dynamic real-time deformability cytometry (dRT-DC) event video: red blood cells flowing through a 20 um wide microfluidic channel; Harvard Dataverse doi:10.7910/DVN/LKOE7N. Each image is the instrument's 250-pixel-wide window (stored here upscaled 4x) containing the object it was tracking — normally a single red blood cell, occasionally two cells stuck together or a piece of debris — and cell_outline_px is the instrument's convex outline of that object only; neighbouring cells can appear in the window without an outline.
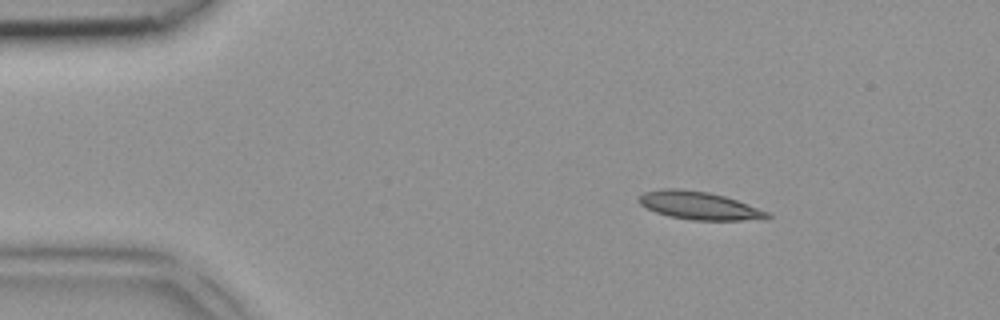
{"species": "common noctule bat (a hibernating species)", "species_latin": "Nyctalus noctula", "temperature_condition": "room temperature", "stored_images_in_passage": 4, "camera_frame_rate_fps": 3000, "um_per_image_px": 0.085, "animal": {"sex": "female", "body_mass_g": 18.4}, "frame": {"image": 1, "passage_image": 1, "time_ms": 0.0, "image_size_px": [1000, 320], "cell_outline_px": [[772, 216], [768, 220], [692, 220], [668, 216], [656, 212], [640, 204], [636, 200], [644, 192], [660, 188], [676, 188], [708, 192], [724, 196], [736, 200], [768, 212]], "centroid_in_image_um": [59.43, 17.48], "position_along_channel_um": 25.6, "area_um2": 20.98}}
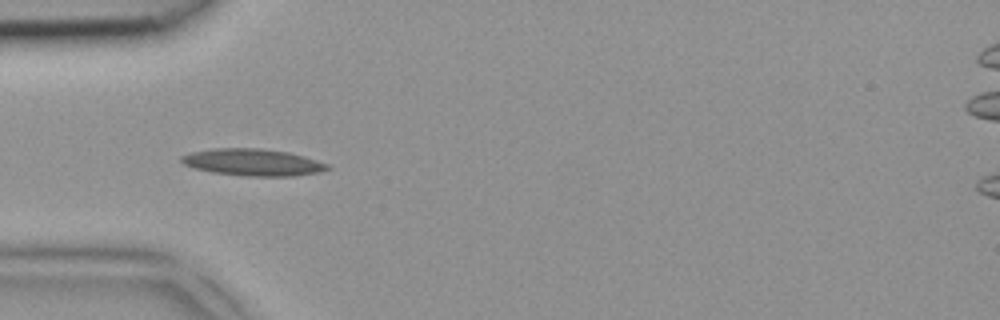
{"frame": {"image": 2, "passage_image": 3, "time_ms": 0.667, "image_size_px": [1000, 320], "cell_outline_px": [[332, 168], [320, 172], [292, 176], [248, 176], [212, 172], [196, 168], [184, 164], [180, 160], [180, 156], [192, 152], [212, 148], [260, 148], [288, 152], [304, 156], [328, 164]], "centroid_in_image_um": [21.51, 13.79], "position_along_channel_um": 63.5, "area_um2": 22.83}}